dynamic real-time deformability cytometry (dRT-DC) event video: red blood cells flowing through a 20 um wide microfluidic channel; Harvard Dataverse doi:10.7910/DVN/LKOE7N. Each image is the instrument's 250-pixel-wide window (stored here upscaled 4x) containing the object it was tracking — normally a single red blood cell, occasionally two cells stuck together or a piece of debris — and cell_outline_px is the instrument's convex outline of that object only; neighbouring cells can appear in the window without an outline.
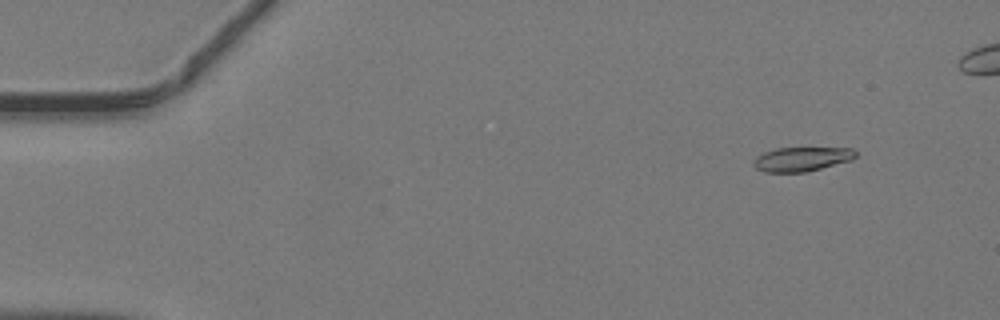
{"species": "common noctule bat (a hibernating species)", "species_latin": "Nyctalus noctula", "temperature_condition": "warm", "stored_images_in_passage": 45, "camera_frame_rate_fps": 3000, "um_per_image_px": 0.085, "animal": {"sex": "male", "body_mass_g": 19.2, "forearm_length_mm": 51.8}, "frame": {"image": 1, "passage_image": 5, "time_ms": 1.333, "image_size_px": [1000, 320], "cell_outline_px": [[856, 156], [852, 160], [804, 172], [764, 172], [756, 168], [752, 164], [752, 160], [756, 156], [764, 152], [776, 148], [852, 148], [856, 152]], "centroid_in_image_um": [68.11, 13.52], "position_along_channel_um": 16.9, "area_um2": 14.39}}
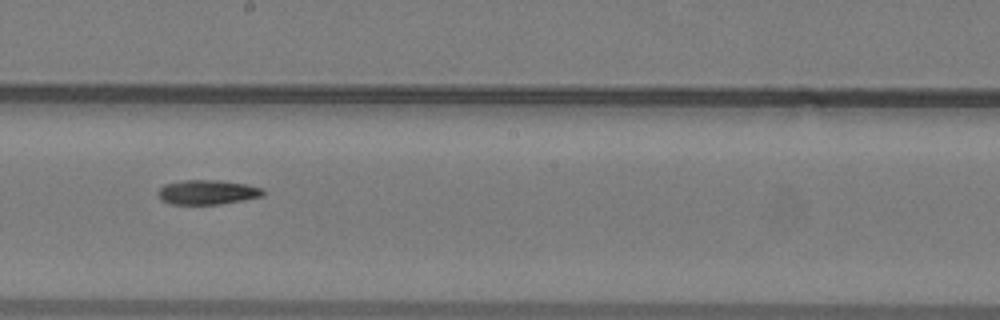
{"frame": {"image": 2, "passage_image": 27, "time_ms": 8.667, "image_size_px": [1000, 320], "cell_outline_px": [[264, 196], [244, 200], [220, 204], [168, 204], [160, 200], [156, 196], [156, 192], [164, 184], [184, 180], [216, 180], [244, 184], [264, 188]], "centroid_in_image_um": [17.58, 16.34], "position_along_channel_um": 230.6, "area_um2": 15.2}}
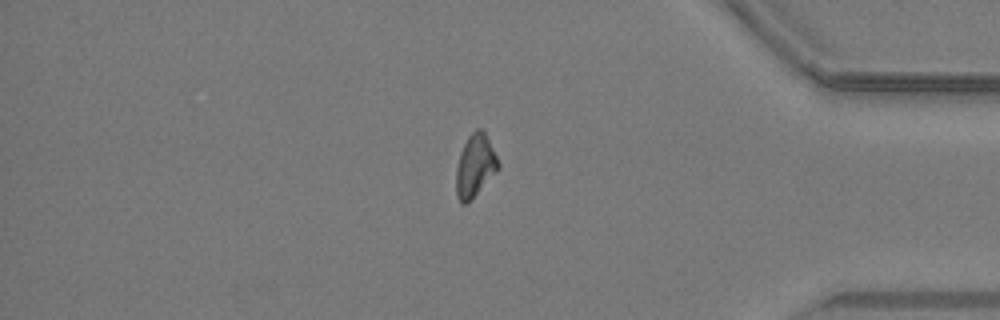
{"frame": {"image": 3, "passage_image": 40, "time_ms": 13.0, "image_size_px": [1000, 320], "cell_outline_px": [[500, 168], [464, 204], [460, 204], [456, 196], [456, 168], [460, 152], [468, 136], [476, 128], [484, 128], [500, 164]], "centroid_in_image_um": [40.38, 14.02], "position_along_channel_um": 394.8, "area_um2": 15.2}}